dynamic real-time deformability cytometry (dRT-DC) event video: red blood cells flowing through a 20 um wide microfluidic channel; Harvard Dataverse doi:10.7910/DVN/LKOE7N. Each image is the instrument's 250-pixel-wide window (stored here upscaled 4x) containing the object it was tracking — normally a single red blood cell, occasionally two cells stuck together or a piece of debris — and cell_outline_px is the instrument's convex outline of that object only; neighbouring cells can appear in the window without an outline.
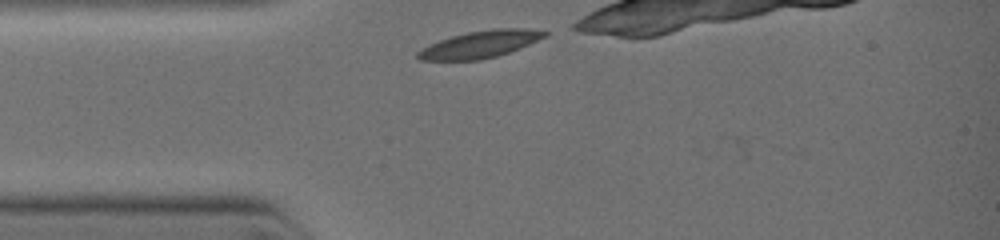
{"species": "common noctule bat (a hibernating species)", "species_latin": "Nyctalus noctula", "temperature_condition": "warm", "stored_images_in_passage": 2, "camera_frame_rate_fps": 3000, "um_per_image_px": 0.085, "animal": {"sex": "female", "body_mass_g": 19.0, "forearm_length_mm": 51.5}, "frame": {"image": 1, "passage_image": 1, "time_ms": 0.0, "image_size_px": [1000, 240], "cell_outline_px": [[548, 32], [544, 36], [528, 44], [508, 52], [496, 56], [480, 60], [420, 60], [416, 56], [416, 52], [428, 44], [452, 36], [468, 32], [492, 28], [528, 28]], "centroid_in_image_um": [40.75, 3.76], "position_along_channel_um": 44.3, "area_um2": 19.77}}